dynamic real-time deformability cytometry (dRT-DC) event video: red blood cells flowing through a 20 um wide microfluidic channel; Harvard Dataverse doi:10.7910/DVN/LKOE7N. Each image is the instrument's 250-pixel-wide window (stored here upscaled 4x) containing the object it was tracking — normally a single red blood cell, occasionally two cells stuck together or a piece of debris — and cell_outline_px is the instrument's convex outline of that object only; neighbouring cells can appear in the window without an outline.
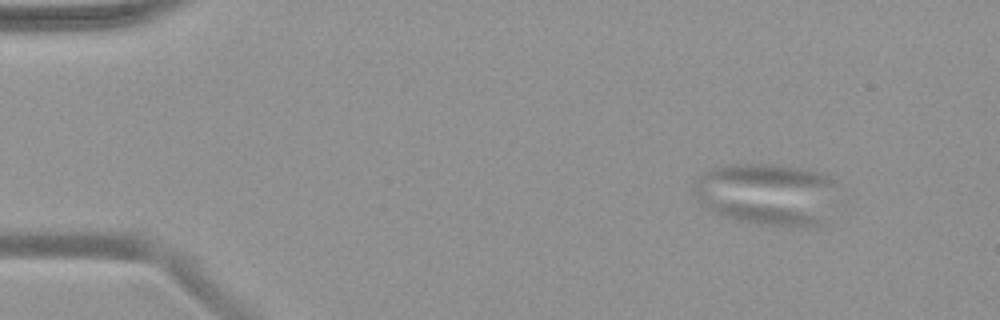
{"species": "common noctule bat (a hibernating species)", "species_latin": "Nyctalus noctula", "temperature_condition": "warm", "stored_images_in_passage": 57, "camera_frame_rate_fps": 3000, "um_per_image_px": 0.085, "animal": {"sex": "female", "body_mass_g": 19.9}, "frame": {"image": 1, "passage_image": 7, "time_ms": 2.0, "image_size_px": [1000, 320], "cell_outline_px": [[832, 184], [820, 224], [760, 224], [736, 220], [724, 216], [700, 204], [696, 196], [696, 180], [704, 172], [720, 164], [780, 164], [820, 172], [828, 176], [832, 180]], "centroid_in_image_um": [65.02, 16.43], "position_along_channel_um": 20.0, "area_um2": 49.94}}
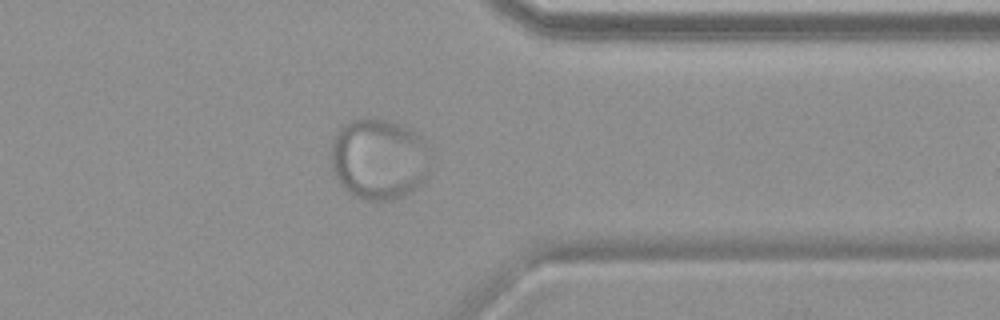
{"frame": {"image": 2, "passage_image": 46, "time_ms": 15.0, "image_size_px": [1000, 320], "cell_outline_px": [[432, 148], [424, 176], [420, 184], [416, 188], [404, 196], [392, 200], [368, 200], [356, 196], [348, 192], [340, 184], [332, 168], [332, 140], [336, 132], [344, 124], [360, 116], [388, 120], [400, 124], [416, 132]], "centroid_in_image_um": [32.21, 13.48], "position_along_channel_um": 379.2, "area_um2": 47.22}}